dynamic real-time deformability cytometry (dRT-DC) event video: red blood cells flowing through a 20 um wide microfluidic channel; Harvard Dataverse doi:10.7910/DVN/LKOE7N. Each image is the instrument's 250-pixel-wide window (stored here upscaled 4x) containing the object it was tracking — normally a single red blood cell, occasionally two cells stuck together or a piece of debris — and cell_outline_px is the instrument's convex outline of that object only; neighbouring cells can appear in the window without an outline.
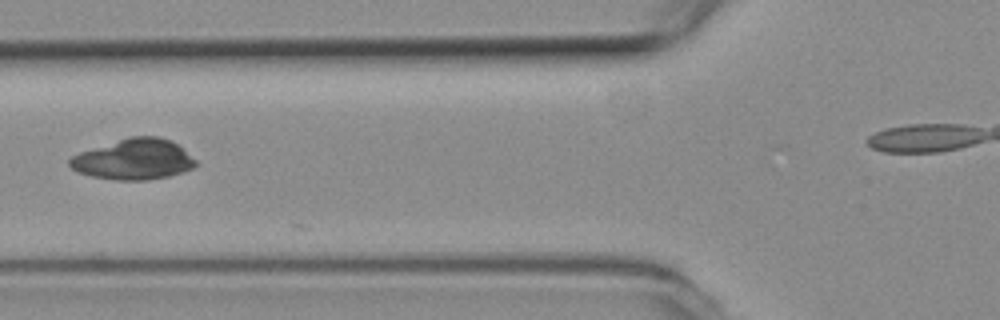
{"species": "common noctule bat (a hibernating species)", "species_latin": "Nyctalus noctula", "temperature_condition": "room temperature", "stored_images_in_passage": 6, "camera_frame_rate_fps": 3000, "um_per_image_px": 0.085, "animal": {"sex": "female", "body_mass_g": 19.3, "forearm_length_mm": 54.1}, "frame": {"image": 1, "passage_image": 4, "time_ms": 1.0, "image_size_px": [1000, 320], "cell_outline_px": [[196, 164], [192, 168], [184, 172], [168, 176], [148, 180], [116, 180], [92, 176], [76, 172], [68, 164], [68, 160], [72, 156], [80, 152], [128, 136], [160, 136], [172, 140], [196, 160]], "centroid_in_image_um": [11.36, 13.54], "position_along_channel_um": 114.4, "area_um2": 29.94}}